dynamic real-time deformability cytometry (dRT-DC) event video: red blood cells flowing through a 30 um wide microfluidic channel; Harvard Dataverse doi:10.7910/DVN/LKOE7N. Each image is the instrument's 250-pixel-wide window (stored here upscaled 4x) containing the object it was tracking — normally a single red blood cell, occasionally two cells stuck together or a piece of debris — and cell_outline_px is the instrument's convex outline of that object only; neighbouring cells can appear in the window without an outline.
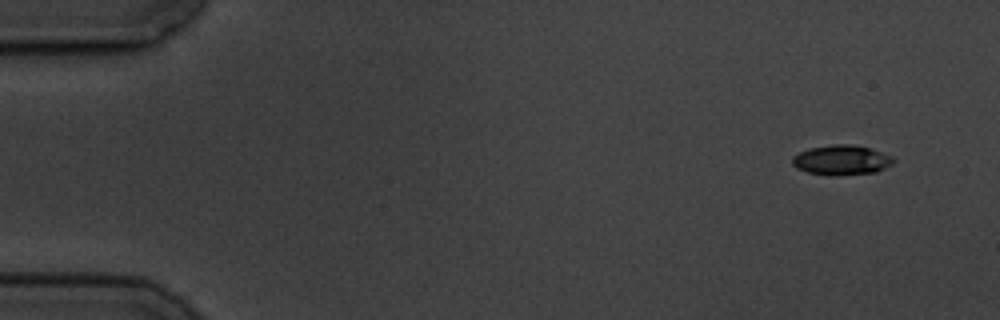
{"species": "common noctule bat (a hibernating species)", "species_latin": "Nyctalus noctula", "temperature_condition": "cold", "stored_images_in_passage": 5, "segment_of_instrument_passage": [2, 2], "camera_frame_rate_fps": 3000, "um_per_image_px": 0.085, "animal": {"sex": "male", "body_mass_g": 19.5, "forearm_length_mm": 54.6}, "frame": {"image": 1, "passage_image": 5, "time_ms": 5.0, "image_size_px": [1000, 320], "cell_outline_px": [[896, 160], [892, 164], [876, 172], [836, 176], [828, 176], [808, 172], [796, 168], [792, 164], [792, 156], [808, 148], [832, 144], [848, 144], [868, 148], [892, 156]], "centroid_in_image_um": [71.5, 13.61], "position_along_channel_um": 13.5, "area_um2": 17.69}}